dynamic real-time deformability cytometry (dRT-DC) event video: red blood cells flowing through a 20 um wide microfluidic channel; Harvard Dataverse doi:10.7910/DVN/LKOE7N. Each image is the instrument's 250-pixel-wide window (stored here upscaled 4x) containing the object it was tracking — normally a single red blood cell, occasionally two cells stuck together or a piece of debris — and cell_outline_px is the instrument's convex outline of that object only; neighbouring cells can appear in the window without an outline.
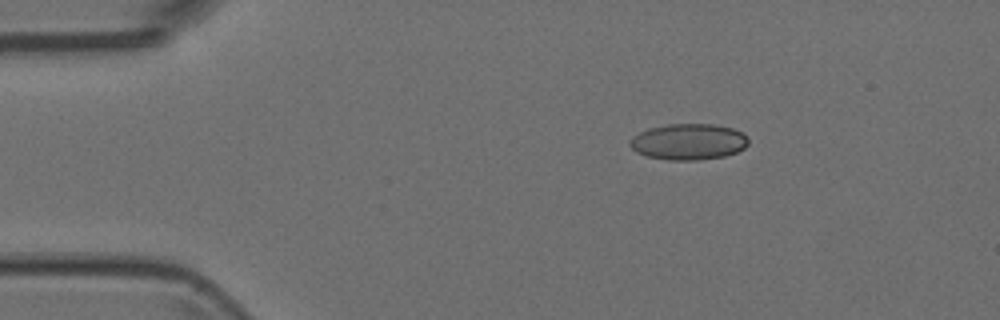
{"species": "Egyptian fruit bat (a non-hibernating species)", "species_latin": "Rousettus aegyptiacus", "temperature_condition": "room temperature", "stored_images_in_passage": 3, "camera_frame_rate_fps": 3000, "um_per_image_px": 0.085, "animal": {"sex": "female"}, "frame": {"image": 1, "passage_image": 1, "time_ms": 0.0, "image_size_px": [1000, 320], "cell_outline_px": [[748, 144], [744, 148], [736, 152], [724, 156], [696, 160], [668, 160], [648, 156], [636, 152], [628, 144], [632, 136], [648, 128], [668, 124], [712, 124], [732, 128], [748, 136]], "centroid_in_image_um": [58.51, 12.04], "position_along_channel_um": 26.5, "area_um2": 24.91}}
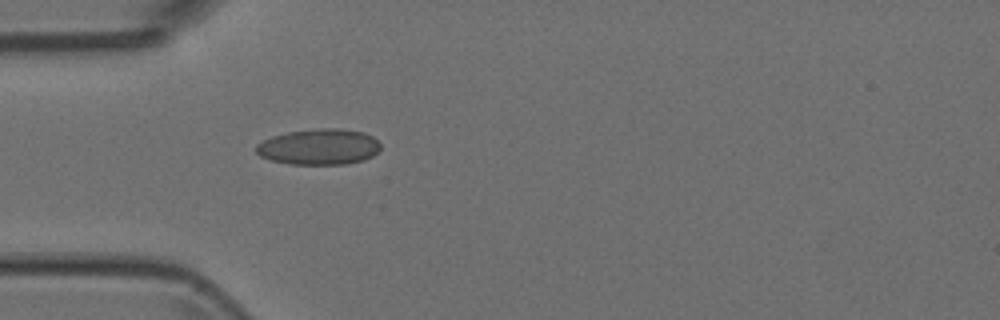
{"frame": {"image": 2, "passage_image": 3, "time_ms": 0.667, "image_size_px": [1000, 320], "cell_outline_px": [[380, 148], [372, 156], [364, 160], [344, 164], [292, 164], [272, 160], [260, 156], [256, 152], [256, 144], [272, 136], [288, 132], [320, 128], [340, 128], [364, 132], [372, 136], [380, 144]], "centroid_in_image_um": [27.12, 12.47], "position_along_channel_um": 57.9, "area_um2": 25.89}}